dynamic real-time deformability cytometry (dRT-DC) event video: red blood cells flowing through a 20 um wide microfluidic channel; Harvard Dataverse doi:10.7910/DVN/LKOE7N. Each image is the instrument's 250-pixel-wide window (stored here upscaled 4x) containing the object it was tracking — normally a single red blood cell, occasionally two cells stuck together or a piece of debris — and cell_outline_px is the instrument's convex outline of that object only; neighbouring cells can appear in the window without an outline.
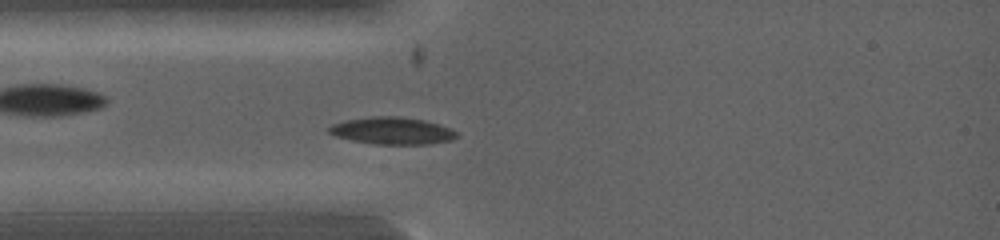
{"species": "common noctule bat (a hibernating species)", "species_latin": "Nyctalus noctula", "temperature_condition": "warm", "stored_images_in_passage": 3, "camera_frame_rate_fps": 5000, "um_per_image_px": 0.085, "animal": {"sex": "female", "body_mass_g": 19.0, "forearm_length_mm": 53.3}, "frame": {"image": 1, "passage_image": 3, "time_ms": 1.0, "image_size_px": [1000, 240], "cell_outline_px": [[456, 136], [452, 140], [428, 144], [376, 144], [352, 140], [336, 136], [328, 132], [328, 128], [332, 124], [344, 120], [372, 116], [400, 116], [424, 120], [440, 124], [452, 128], [456, 132]], "centroid_in_image_um": [33.34, 11.1], "position_along_channel_um": 51.7, "area_um2": 20.23}}